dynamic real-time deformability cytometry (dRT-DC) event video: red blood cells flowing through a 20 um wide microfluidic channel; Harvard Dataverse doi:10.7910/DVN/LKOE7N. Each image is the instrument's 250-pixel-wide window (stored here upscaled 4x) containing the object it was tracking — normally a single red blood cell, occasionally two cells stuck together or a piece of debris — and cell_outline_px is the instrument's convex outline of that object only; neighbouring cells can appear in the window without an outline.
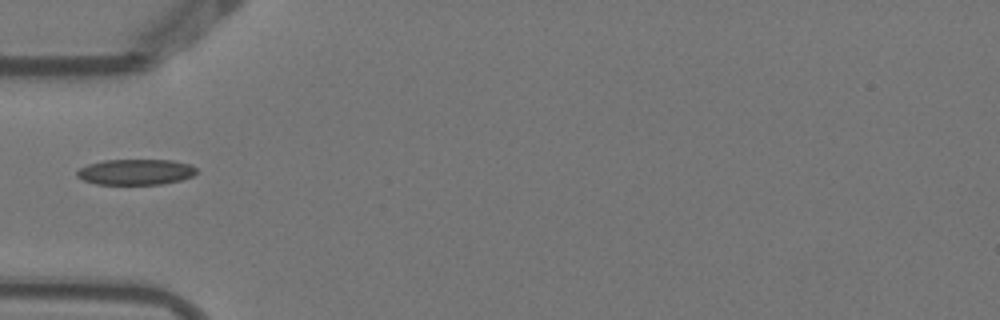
{"species": "Egyptian fruit bat (a non-hibernating species)", "species_latin": "Rousettus aegyptiacus", "temperature_condition": "warm", "stored_images_in_passage": 1, "camera_frame_rate_fps": 3000, "um_per_image_px": 0.085, "animal": {"sex": "female"}, "frame": {"image": 1, "passage_image": 1, "time_ms": 0.0, "image_size_px": [1000, 320], "cell_outline_px": [[196, 172], [192, 176], [180, 180], [160, 184], [96, 184], [84, 180], [76, 176], [76, 172], [80, 168], [88, 164], [104, 160], [172, 160], [192, 164], [196, 168]], "centroid_in_image_um": [11.53, 14.61], "position_along_channel_um": 73.5, "area_um2": 17.86}}